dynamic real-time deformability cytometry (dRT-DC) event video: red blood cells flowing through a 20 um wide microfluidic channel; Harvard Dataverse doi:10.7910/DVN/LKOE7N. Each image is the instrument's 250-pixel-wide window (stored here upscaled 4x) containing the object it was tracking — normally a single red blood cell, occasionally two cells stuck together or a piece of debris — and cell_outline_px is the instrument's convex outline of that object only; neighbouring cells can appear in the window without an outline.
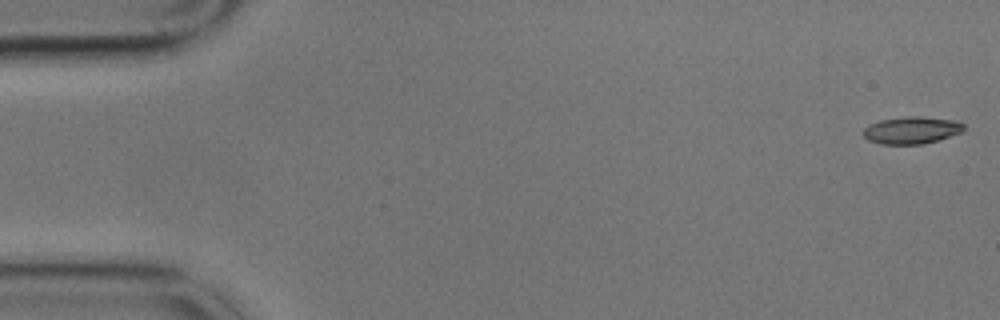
{"species": "common noctule bat (a hibernating species)", "species_latin": "Nyctalus noctula", "temperature_condition": "cold", "stored_images_in_passage": 17, "camera_frame_rate_fps": 3000, "um_per_image_px": 0.085, "animal": {"sex": "male", "body_mass_g": 17.9}, "frame": {"image": 1, "passage_image": 1, "time_ms": 0.0, "image_size_px": [1000, 320], "cell_outline_px": [[964, 128], [960, 132], [924, 144], [880, 144], [868, 140], [860, 132], [864, 128], [880, 120], [908, 116], [920, 116], [956, 120], [964, 124]], "centroid_in_image_um": [77.45, 11.06], "position_along_channel_um": 7.5, "area_um2": 15.84}}
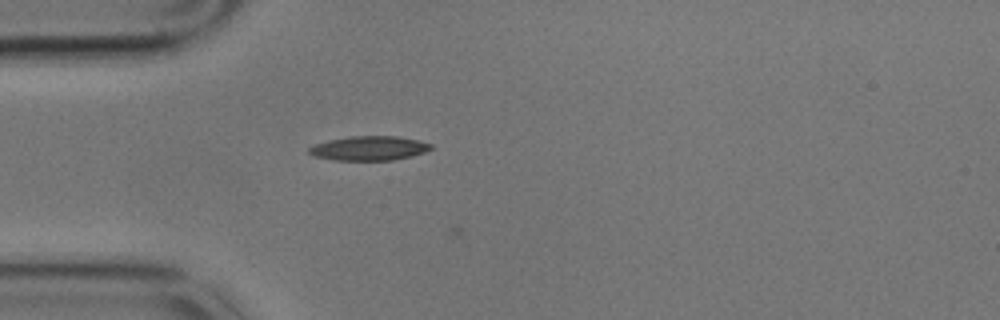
{"frame": {"image": 2, "passage_image": 16, "time_ms": 5.0, "image_size_px": [1000, 320], "cell_outline_px": [[432, 148], [424, 152], [412, 156], [392, 160], [336, 160], [316, 156], [308, 152], [308, 148], [316, 144], [328, 140], [352, 136], [400, 136], [432, 144]], "centroid_in_image_um": [31.39, 12.6], "position_along_channel_um": 53.6, "area_um2": 17.11}}